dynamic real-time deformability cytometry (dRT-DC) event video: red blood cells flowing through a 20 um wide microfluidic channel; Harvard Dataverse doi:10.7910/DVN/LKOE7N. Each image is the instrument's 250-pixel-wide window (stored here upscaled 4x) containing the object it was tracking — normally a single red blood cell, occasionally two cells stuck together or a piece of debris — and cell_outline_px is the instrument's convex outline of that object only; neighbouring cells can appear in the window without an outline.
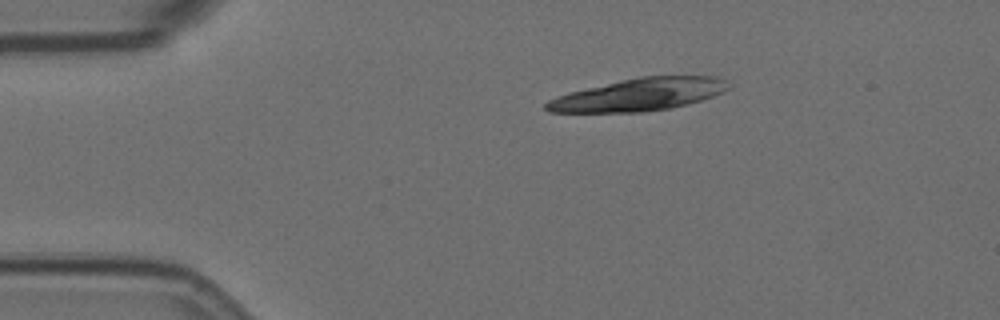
{"species": "Egyptian fruit bat (a non-hibernating species)", "species_latin": "Rousettus aegyptiacus", "temperature_condition": "room temperature", "stored_images_in_passage": 6, "camera_frame_rate_fps": 3000, "um_per_image_px": 0.085, "animal": {"sex": "female"}, "frame": {"image": 1, "passage_image": 1, "time_ms": 0.0, "image_size_px": [1000, 320], "cell_outline_px": [[732, 88], [724, 92], [688, 104], [672, 108], [640, 112], [548, 112], [544, 108], [544, 104], [548, 100], [568, 92], [640, 76], [716, 76], [732, 84]], "centroid_in_image_um": [54.34, 8.04], "position_along_channel_um": 30.7, "area_um2": 34.51}}